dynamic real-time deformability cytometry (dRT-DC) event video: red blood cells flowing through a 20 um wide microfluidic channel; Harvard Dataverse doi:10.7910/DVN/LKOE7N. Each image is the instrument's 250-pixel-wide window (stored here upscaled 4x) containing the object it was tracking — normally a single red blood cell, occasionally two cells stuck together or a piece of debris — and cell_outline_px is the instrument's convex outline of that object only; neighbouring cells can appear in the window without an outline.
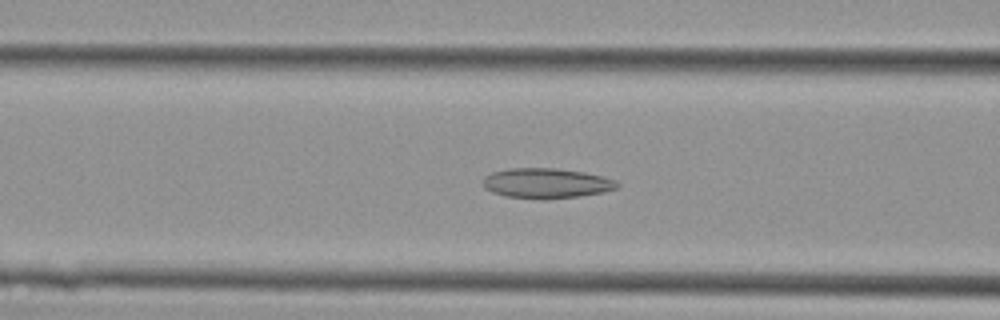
{"species": "Egyptian fruit bat (a non-hibernating species)", "species_latin": "Rousettus aegyptiacus", "temperature_condition": "cold", "stored_images_in_passage": 44, "camera_frame_rate_fps": 3000, "um_per_image_px": 0.085, "animal": {"sex": "female"}, "frame": {"image": 1, "passage_image": 17, "time_ms": 5.333, "image_size_px": [1000, 320], "cell_outline_px": [[620, 184], [616, 188], [604, 192], [580, 196], [504, 196], [492, 192], [484, 188], [484, 176], [492, 172], [512, 168], [556, 168], [584, 172], [604, 176], [616, 180]], "centroid_in_image_um": [46.47, 15.52], "position_along_channel_um": 120.1, "area_um2": 22.66}}
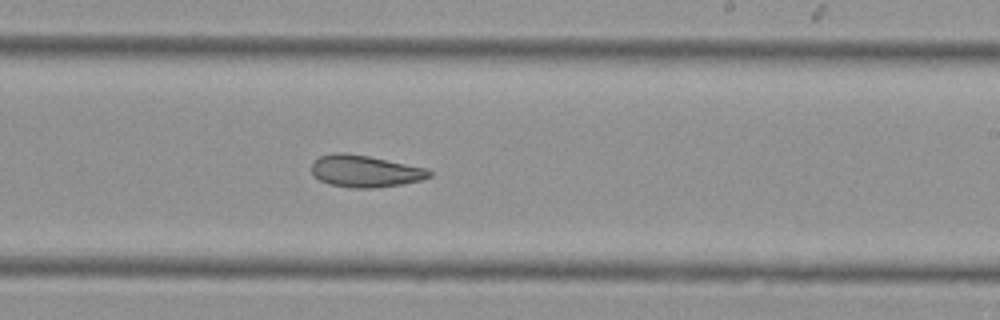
{"frame": {"image": 2, "passage_image": 26, "time_ms": 8.333, "image_size_px": [1000, 320], "cell_outline_px": [[432, 176], [420, 180], [404, 184], [372, 188], [352, 188], [328, 184], [320, 180], [312, 172], [312, 164], [320, 156], [336, 152], [340, 152], [368, 156], [428, 168], [432, 172]], "centroid_in_image_um": [31.06, 14.55], "position_along_channel_um": 257.9, "area_um2": 21.85}}
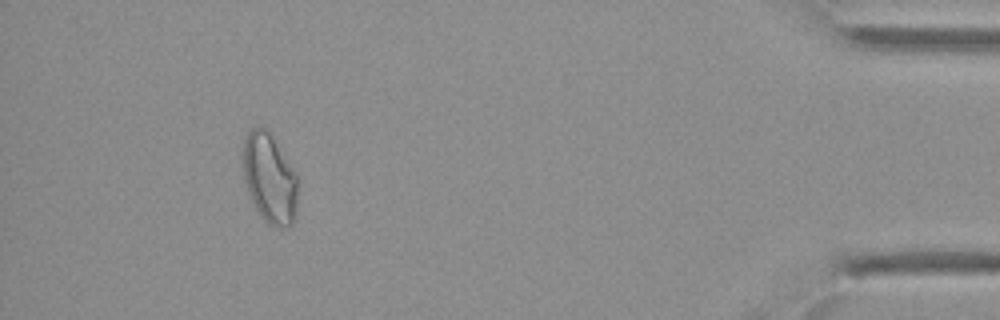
{"frame": {"image": 3, "passage_image": 40, "time_ms": 13.0, "image_size_px": [1000, 320], "cell_outline_px": [[296, 216], [292, 224], [288, 228], [276, 228], [268, 224], [264, 220], [256, 208], [248, 192], [244, 180], [244, 140], [248, 132], [252, 128], [268, 128], [296, 172]], "centroid_in_image_um": [22.93, 15.18], "position_along_channel_um": 412.3, "area_um2": 28.61}}